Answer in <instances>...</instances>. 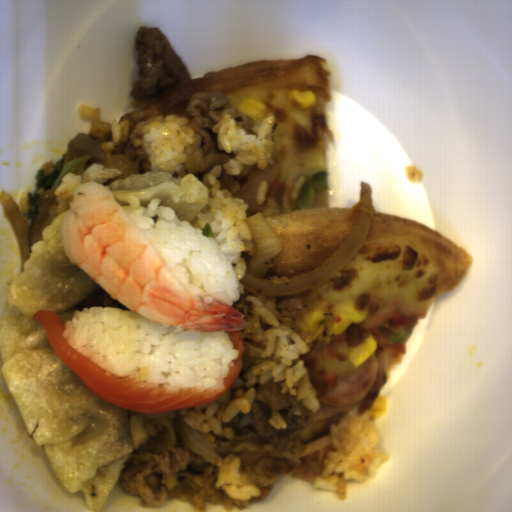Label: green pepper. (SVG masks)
I'll list each match as a JSON object with an SVG mask.
<instances>
[{
	"mask_svg": "<svg viewBox=\"0 0 512 512\" xmlns=\"http://www.w3.org/2000/svg\"><path fill=\"white\" fill-rule=\"evenodd\" d=\"M329 187L328 170L316 171L299 192L294 210H312L317 193Z\"/></svg>",
	"mask_w": 512,
	"mask_h": 512,
	"instance_id": "1",
	"label": "green pepper"
},
{
	"mask_svg": "<svg viewBox=\"0 0 512 512\" xmlns=\"http://www.w3.org/2000/svg\"><path fill=\"white\" fill-rule=\"evenodd\" d=\"M412 333L413 330L410 329L408 331L399 332L390 338L387 343L392 346L400 343H407L410 340Z\"/></svg>",
	"mask_w": 512,
	"mask_h": 512,
	"instance_id": "2",
	"label": "green pepper"
}]
</instances>
